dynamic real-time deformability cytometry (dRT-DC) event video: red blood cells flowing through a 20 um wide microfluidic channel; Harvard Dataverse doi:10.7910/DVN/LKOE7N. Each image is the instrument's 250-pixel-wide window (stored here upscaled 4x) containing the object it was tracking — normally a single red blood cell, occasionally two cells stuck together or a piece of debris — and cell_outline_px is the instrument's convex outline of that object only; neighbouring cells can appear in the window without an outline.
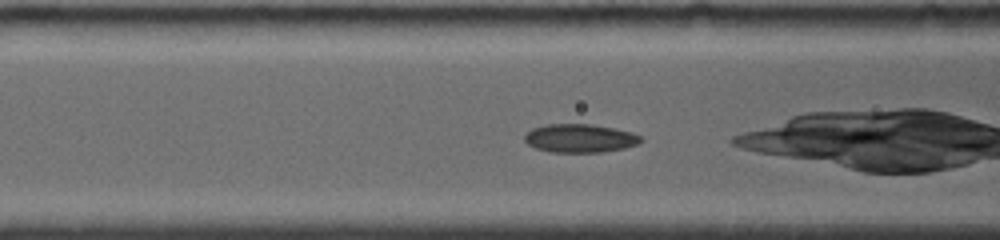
{"species": "common noctule bat (a hibernating species)", "species_latin": "Nyctalus noctula", "temperature_condition": "room temperature", "stored_images_in_passage": 42, "camera_frame_rate_fps": 4000, "um_per_image_px": 0.085, "animal": {"sex": "female", "body_mass_g": 19.0, "forearm_length_mm": 56.7}, "frame": {"image": 1, "passage_image": 5, "time_ms": 1.0, "image_size_px": [1000, 240], "cell_outline_px": [[644, 140], [636, 144], [624, 148], [600, 152], [552, 152], [536, 148], [528, 144], [524, 140], [524, 136], [532, 128], [544, 124], [592, 124], [632, 132], [640, 136]], "centroid_in_image_um": [49.28, 11.74], "position_along_channel_um": 117.3, "area_um2": 19.19}}
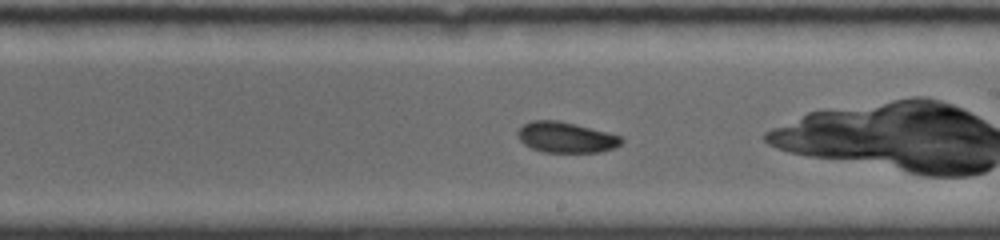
{"frame": {"image": 2, "passage_image": 18, "time_ms": 4.25, "image_size_px": [1000, 240], "cell_outline_px": [[624, 140], [620, 144], [612, 148], [600, 152], [544, 152], [532, 148], [524, 144], [516, 136], [516, 132], [524, 124], [532, 120], [560, 120], [620, 136]], "centroid_in_image_um": [48.06, 11.67], "position_along_channel_um": 240.9, "area_um2": 18.38}}
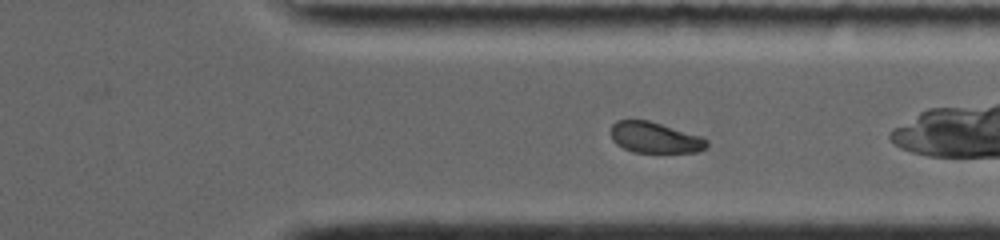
{"frame": {"image": 3, "passage_image": 30, "time_ms": 7.25, "image_size_px": [1000, 240], "cell_outline_px": [[708, 144], [704, 148], [696, 152], [632, 152], [616, 144], [612, 140], [612, 124], [616, 120], [648, 120], [704, 136], [708, 140]], "centroid_in_image_um": [55.68, 11.69], "position_along_channel_um": 355.7, "area_um2": 17.34}}